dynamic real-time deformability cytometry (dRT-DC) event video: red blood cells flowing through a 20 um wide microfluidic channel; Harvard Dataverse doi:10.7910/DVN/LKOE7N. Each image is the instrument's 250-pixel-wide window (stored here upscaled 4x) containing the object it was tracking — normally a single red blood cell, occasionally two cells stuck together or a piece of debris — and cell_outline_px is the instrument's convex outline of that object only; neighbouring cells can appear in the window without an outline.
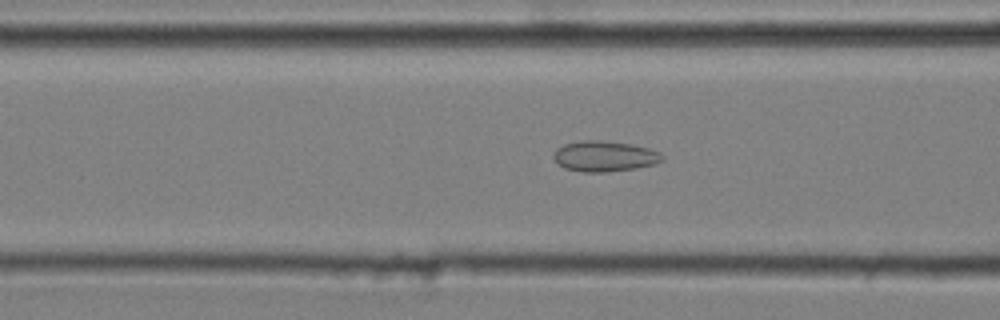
{"species": "common noctule bat (a hibernating species)", "species_latin": "Nyctalus noctula", "temperature_condition": "cold", "stored_images_in_passage": 52, "camera_frame_rate_fps": 3000, "um_per_image_px": 0.085, "animal": {"sex": "male", "body_mass_g": 20.4}, "frame": {"image": 1, "passage_image": 21, "time_ms": 6.667, "image_size_px": [1000, 320], "cell_outline_px": [[664, 160], [656, 164], [636, 168], [604, 172], [584, 172], [564, 168], [556, 164], [552, 156], [556, 148], [564, 144], [580, 140], [600, 140], [632, 144], [648, 148], [660, 152], [664, 156]], "centroid_in_image_um": [51.37, 13.28], "position_along_channel_um": 115.2, "area_um2": 19.65}}
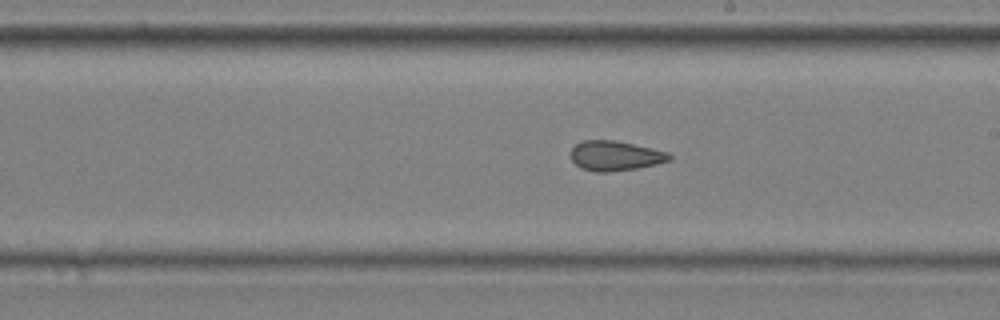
{"frame": {"image": 2, "passage_image": 31, "time_ms": 10.0, "image_size_px": [1000, 320], "cell_outline_px": [[672, 160], [656, 164], [636, 168], [604, 172], [596, 172], [580, 168], [572, 160], [568, 152], [576, 144], [584, 140], [616, 140], [652, 148], [668, 152], [672, 156]], "centroid_in_image_um": [52.27, 13.23], "position_along_channel_um": 236.7, "area_um2": 17.22}}
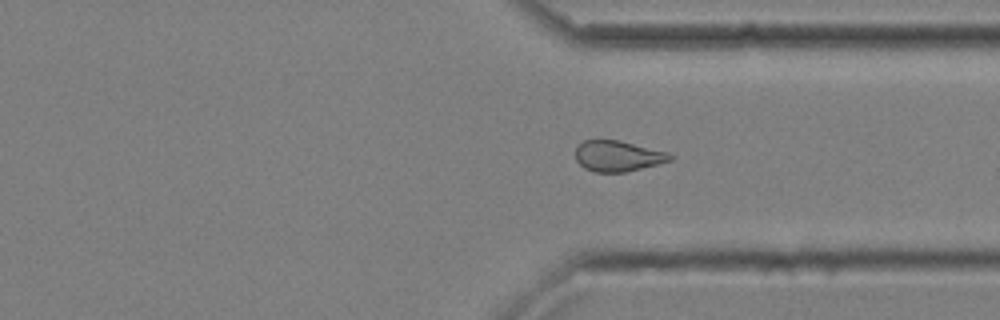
{"frame": {"image": 3, "passage_image": 41, "time_ms": 13.333, "image_size_px": [1000, 320], "cell_outline_px": [[672, 160], [624, 172], [596, 172], [584, 168], [576, 160], [576, 148], [584, 140], [620, 140], [668, 152], [672, 156]], "centroid_in_image_um": [52.5, 13.25], "position_along_channel_um": 358.9, "area_um2": 16.76}, "authors_computed_cell_mechanics": {"area_um2": 18.4093, "velocity_mm_per_s": 3.6494, "shape_relaxation_time_tau1_ms": null, "shape_relaxation_time_tau2_ms": 2.439, "deformation_change_tau1": null, "deformation_change_tau2": 0.0871}}